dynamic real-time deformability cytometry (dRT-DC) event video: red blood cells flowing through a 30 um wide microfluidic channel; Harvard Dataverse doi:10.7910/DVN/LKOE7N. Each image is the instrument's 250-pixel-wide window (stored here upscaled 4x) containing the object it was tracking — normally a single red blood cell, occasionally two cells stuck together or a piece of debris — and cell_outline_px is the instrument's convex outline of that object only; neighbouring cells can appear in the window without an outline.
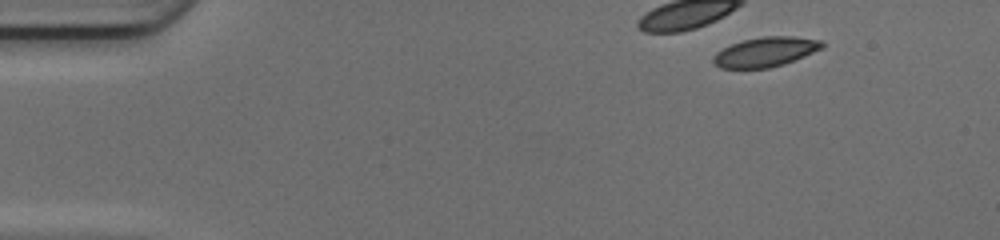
{"species": "common noctule bat (a hibernating species)", "species_latin": "Nyctalus noctula", "temperature_condition": "cold", "stored_images_in_passage": 11, "camera_frame_rate_fps": 3000, "um_per_image_px": 0.085, "animal": {"sex": "female", "body_mass_g": 17.0, "forearm_length_mm": 48.0}, "frame": {"image": 1, "passage_image": 1, "time_ms": 0.0, "image_size_px": [1000, 240], "cell_outline_px": [[824, 48], [784, 64], [768, 68], [720, 68], [712, 60], [712, 56], [716, 52], [732, 44], [744, 40], [760, 36], [792, 36], [824, 40]], "centroid_in_image_um": [65.1, 4.4], "position_along_channel_um": 19.9, "area_um2": 18.84}}